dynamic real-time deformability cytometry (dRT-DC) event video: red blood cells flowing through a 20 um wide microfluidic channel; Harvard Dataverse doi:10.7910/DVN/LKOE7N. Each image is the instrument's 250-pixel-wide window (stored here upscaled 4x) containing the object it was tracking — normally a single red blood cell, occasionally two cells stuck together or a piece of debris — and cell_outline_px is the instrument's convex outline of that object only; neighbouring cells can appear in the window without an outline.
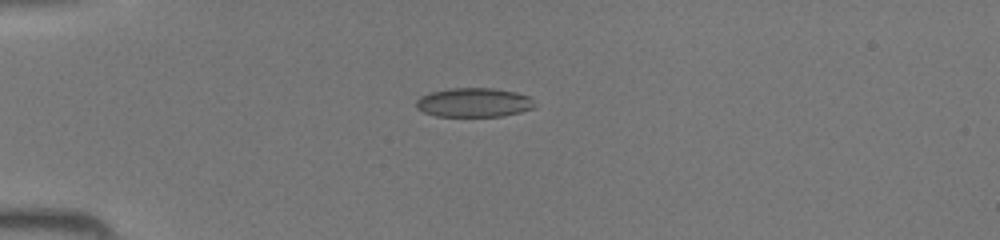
{"species": "common noctule bat (a hibernating species)", "species_latin": "Nyctalus noctula", "temperature_condition": "room temperature", "stored_images_in_passage": 34, "camera_frame_rate_fps": 3000, "um_per_image_px": 0.085, "animal": {"sex": "female", "body_mass_g": 19.5, "forearm_length_mm": 54.1}, "frame": {"image": 1, "passage_image": 1, "time_ms": 0.0, "image_size_px": [1000, 240], "cell_outline_px": [[536, 108], [504, 116], [436, 116], [424, 112], [416, 108], [416, 100], [420, 96], [432, 92], [448, 88], [492, 88], [516, 92], [528, 96], [532, 100]], "centroid_in_image_um": [40.28, 8.71], "position_along_channel_um": 44.7, "area_um2": 20.17}}
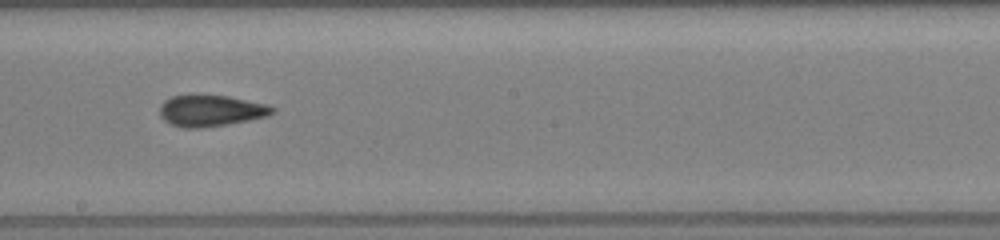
{"frame": {"image": 2, "passage_image": 15, "time_ms": 4.667, "image_size_px": [1000, 240], "cell_outline_px": [[276, 112], [268, 116], [228, 124], [196, 128], [184, 128], [172, 124], [164, 120], [160, 116], [160, 104], [164, 100], [172, 96], [228, 96], [268, 104], [276, 108]], "centroid_in_image_um": [17.96, 9.41], "position_along_channel_um": 230.2, "area_um2": 20.4}}
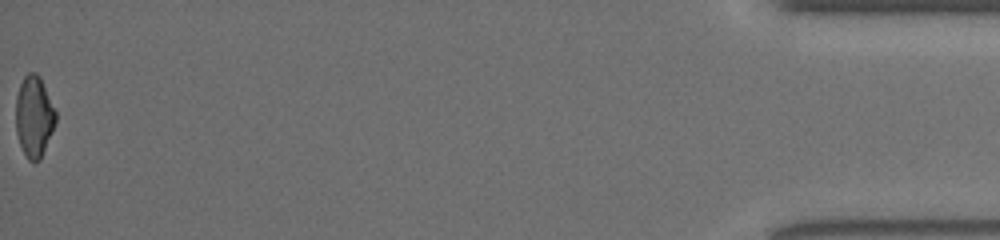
{"frame": {"image": 3, "passage_image": 34, "time_ms": 11.0, "image_size_px": [1000, 240], "cell_outline_px": [[56, 124], [40, 160], [36, 164], [32, 164], [28, 160], [20, 144], [16, 132], [16, 96], [20, 84], [24, 76], [28, 72], [36, 72], [40, 76], [56, 112]], "centroid_in_image_um": [2.9, 9.93], "position_along_channel_um": 432.3, "area_um2": 19.07}}